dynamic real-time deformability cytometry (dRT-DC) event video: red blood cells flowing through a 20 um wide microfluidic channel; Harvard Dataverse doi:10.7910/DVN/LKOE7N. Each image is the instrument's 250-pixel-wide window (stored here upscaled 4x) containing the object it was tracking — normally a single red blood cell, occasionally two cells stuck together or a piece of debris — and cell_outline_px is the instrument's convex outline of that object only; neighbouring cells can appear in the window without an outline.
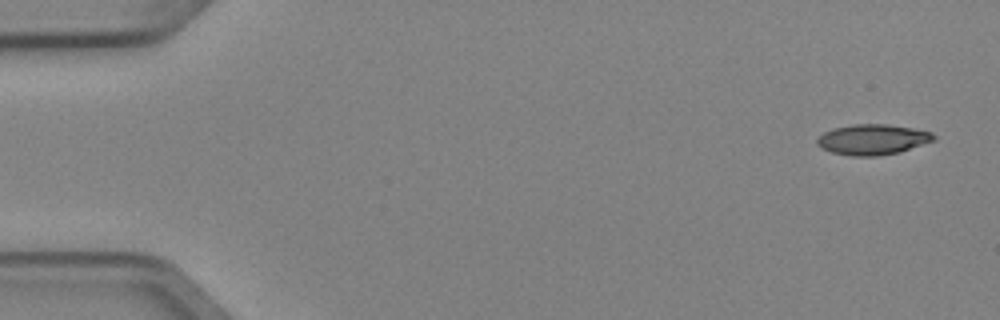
{"species": "Egyptian fruit bat (a non-hibernating species)", "species_latin": "Rousettus aegyptiacus", "temperature_condition": "cold", "stored_images_in_passage": 7, "camera_frame_rate_fps": 3000, "um_per_image_px": 0.085, "animal": {"sex": "female"}, "frame": {"image": 1, "passage_image": 1, "time_ms": 0.0, "image_size_px": [1000, 320], "cell_outline_px": [[936, 140], [900, 152], [876, 156], [852, 156], [832, 152], [816, 144], [816, 140], [824, 132], [832, 128], [852, 124], [884, 124], [912, 128], [932, 132], [936, 136]], "centroid_in_image_um": [74.19, 11.85], "position_along_channel_um": 10.8, "area_um2": 20.69}}
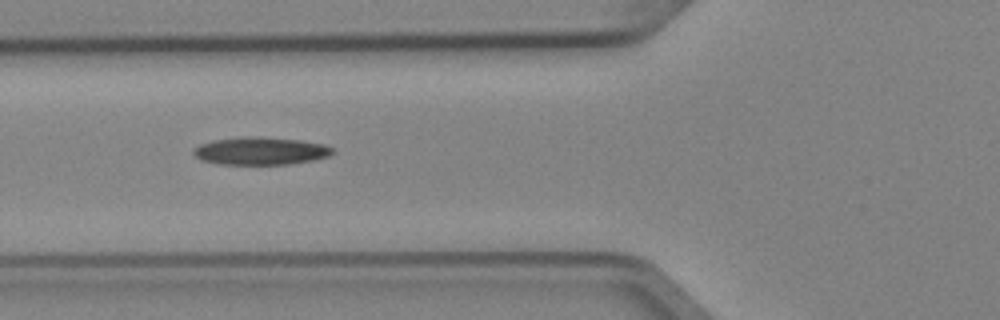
{"frame": {"image": 2, "passage_image": 6, "time_ms": 1.667, "image_size_px": [1000, 320], "cell_outline_px": [[332, 152], [328, 156], [312, 160], [288, 164], [220, 164], [200, 160], [192, 152], [192, 148], [200, 144], [212, 140], [240, 136], [256, 136], [300, 140], [324, 144], [332, 148]], "centroid_in_image_um": [22.08, 12.82], "position_along_channel_um": 103.7, "area_um2": 22.48}}
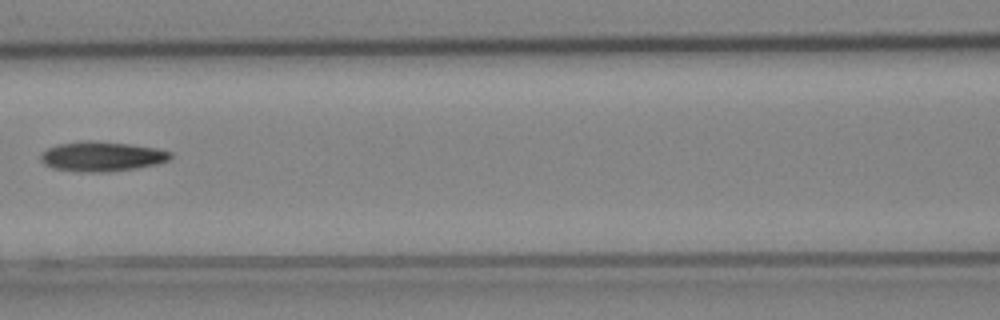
{"frame": {"image": 3, "passage_image": 7, "time_ms": 2.0, "image_size_px": [1000, 320], "cell_outline_px": [[172, 156], [168, 160], [156, 164], [136, 168], [104, 172], [76, 172], [52, 168], [44, 164], [40, 160], [40, 152], [56, 144], [84, 140], [92, 140], [128, 144], [156, 148], [172, 152]], "centroid_in_image_um": [8.59, 13.29], "position_along_channel_um": 158.0, "area_um2": 22.72}}